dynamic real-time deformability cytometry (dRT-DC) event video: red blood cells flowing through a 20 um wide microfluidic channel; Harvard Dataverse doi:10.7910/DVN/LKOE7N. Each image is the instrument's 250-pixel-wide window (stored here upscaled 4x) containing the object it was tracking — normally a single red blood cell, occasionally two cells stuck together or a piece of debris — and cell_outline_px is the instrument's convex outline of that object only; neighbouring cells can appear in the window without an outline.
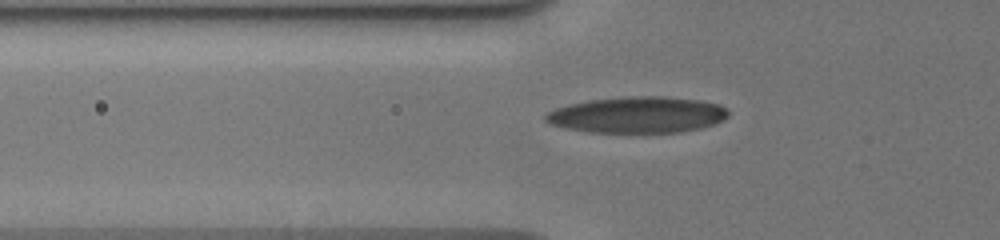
{"species": "human", "species_latin": "Homo sapiens", "temperature_condition": "cold", "stored_images_in_passage": 40, "segment_of_instrument_passage": [1, 2], "camera_frame_rate_fps": 3000, "um_per_image_px": 0.085, "donor": {"sex": "male"}, "frame": {"image": 1, "passage_image": 6, "time_ms": 1.667, "image_size_px": [1000, 240], "cell_outline_px": [[728, 116], [724, 120], [716, 124], [700, 128], [680, 132], [588, 132], [564, 128], [548, 124], [544, 120], [544, 112], [568, 104], [588, 100], [628, 96], [664, 96], [700, 100], [716, 104], [728, 108]], "centroid_in_image_um": [54.15, 9.76], "position_along_channel_um": 71.7, "area_um2": 38.96}}
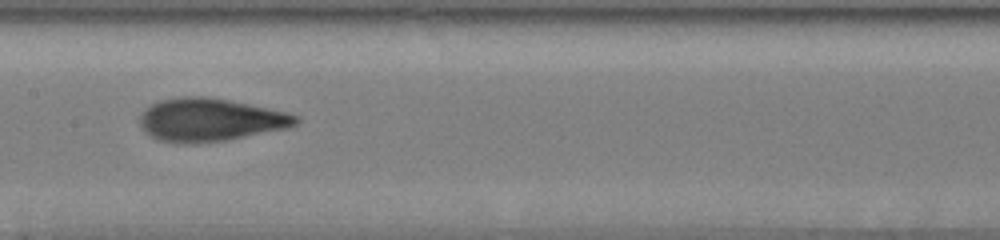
{"frame": {"image": 2, "passage_image": 15, "time_ms": 4.667, "image_size_px": [1000, 240], "cell_outline_px": [[300, 120], [296, 124], [288, 128], [228, 140], [196, 144], [176, 144], [156, 140], [144, 132], [140, 124], [140, 116], [152, 104], [160, 100], [184, 96], [208, 96], [288, 112], [300, 116]], "centroid_in_image_um": [17.86, 10.21], "position_along_channel_um": 189.5, "area_um2": 39.48}}
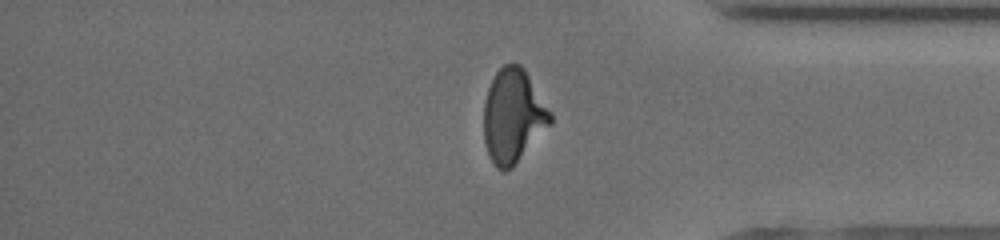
{"frame": {"image": 3, "passage_image": 31, "time_ms": 10.0, "image_size_px": [1000, 240], "cell_outline_px": [[552, 124], [512, 168], [504, 172], [496, 168], [488, 156], [484, 140], [484, 104], [488, 88], [496, 72], [504, 64], [512, 60], [520, 64], [524, 68], [552, 112]], "centroid_in_image_um": [43.63, 9.86], "position_along_channel_um": 391.6, "area_um2": 36.88}}